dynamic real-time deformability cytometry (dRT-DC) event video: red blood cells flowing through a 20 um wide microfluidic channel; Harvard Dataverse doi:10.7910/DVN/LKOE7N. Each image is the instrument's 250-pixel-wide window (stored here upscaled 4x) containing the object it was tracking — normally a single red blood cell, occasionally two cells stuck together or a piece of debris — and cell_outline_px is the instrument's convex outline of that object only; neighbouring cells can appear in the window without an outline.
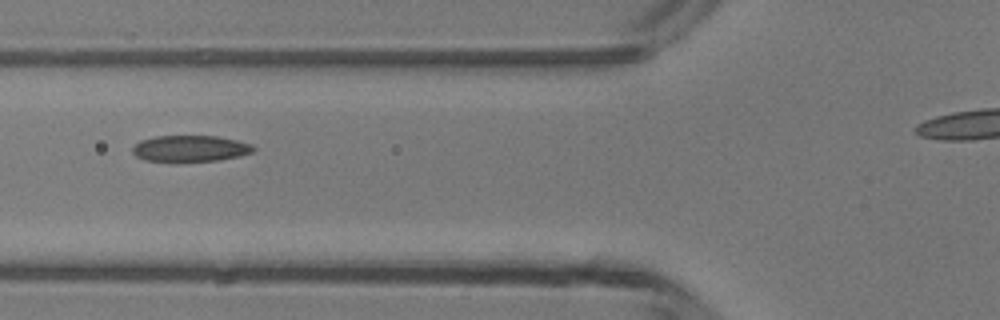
{"species": "common noctule bat (a hibernating species)", "species_latin": "Nyctalus noctula", "temperature_condition": "room temperature", "stored_images_in_passage": 6, "camera_frame_rate_fps": 3000, "um_per_image_px": 0.085, "animal": {"sex": "male", "body_mass_g": 13.3}, "frame": {"image": 1, "passage_image": 6, "time_ms": 5.667, "image_size_px": [1000, 320], "cell_outline_px": [[256, 148], [252, 152], [240, 156], [220, 160], [144, 160], [136, 156], [132, 152], [132, 148], [140, 140], [156, 136], [216, 136], [236, 140], [252, 144]], "centroid_in_image_um": [16.19, 12.6], "position_along_channel_um": 109.6, "area_um2": 18.15}}